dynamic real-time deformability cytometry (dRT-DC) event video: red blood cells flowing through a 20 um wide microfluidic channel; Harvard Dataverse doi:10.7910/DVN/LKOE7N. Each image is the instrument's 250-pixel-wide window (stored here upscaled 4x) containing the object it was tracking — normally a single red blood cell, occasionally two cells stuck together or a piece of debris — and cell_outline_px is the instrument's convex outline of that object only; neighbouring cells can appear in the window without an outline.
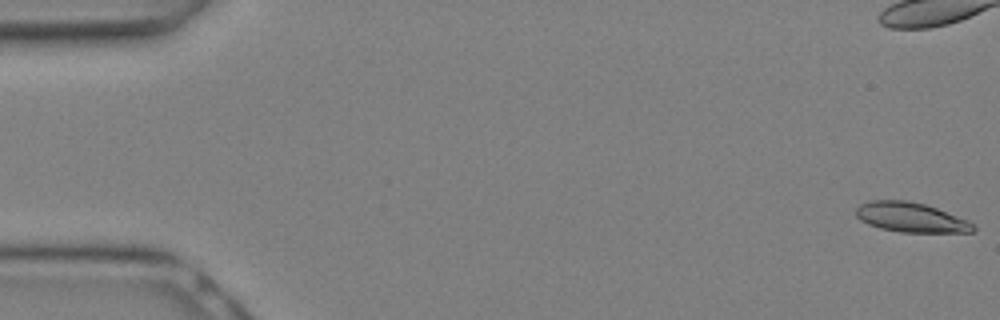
{"species": "Egyptian fruit bat (a non-hibernating species)", "species_latin": "Rousettus aegyptiacus", "temperature_condition": "warm", "stored_images_in_passage": 15, "camera_frame_rate_fps": 3000, "um_per_image_px": 0.085, "animal": {"sex": "female"}, "frame": {"image": 1, "passage_image": 1, "time_ms": 0.0, "image_size_px": [1000, 320], "cell_outline_px": [[976, 228], [972, 232], [900, 232], [880, 228], [868, 224], [860, 220], [856, 216], [856, 208], [860, 204], [868, 200], [908, 200], [924, 204], [936, 208], [968, 220]], "centroid_in_image_um": [77.39, 18.47], "position_along_channel_um": 7.6, "area_um2": 20.23}}
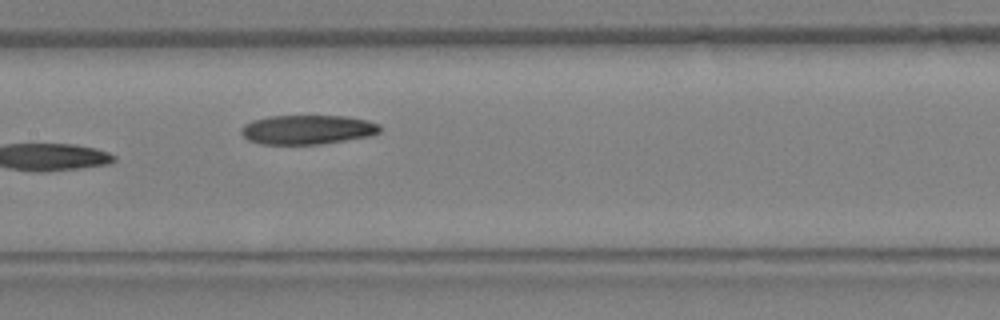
{"frame": {"image": 2, "passage_image": 15, "time_ms": 4.667, "image_size_px": [1000, 320], "cell_outline_px": [[380, 132], [368, 136], [320, 144], [260, 144], [248, 140], [240, 132], [240, 128], [244, 124], [252, 120], [268, 116], [344, 116], [368, 120], [380, 124]], "centroid_in_image_um": [26.1, 11.01], "position_along_channel_um": 181.3, "area_um2": 23.7}}